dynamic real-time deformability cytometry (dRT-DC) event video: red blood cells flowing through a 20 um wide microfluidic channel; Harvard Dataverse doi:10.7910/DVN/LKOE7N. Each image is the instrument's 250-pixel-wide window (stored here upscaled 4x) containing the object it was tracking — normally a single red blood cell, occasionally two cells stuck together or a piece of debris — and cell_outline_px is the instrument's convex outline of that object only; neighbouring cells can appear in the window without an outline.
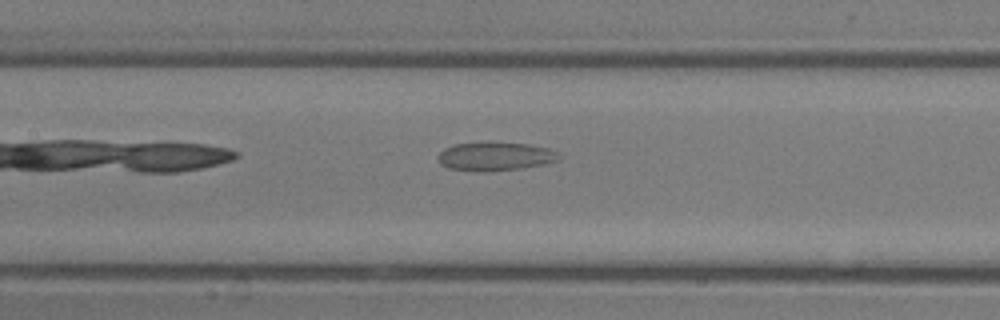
{"species": "common noctule bat (a hibernating species)", "species_latin": "Nyctalus noctula", "temperature_condition": "room temperature", "stored_images_in_passage": 27, "camera_frame_rate_fps": 3000, "um_per_image_px": 0.085, "animal": {"sex": "male", "body_mass_g": 13.3}, "frame": {"image": 1, "passage_image": 7, "time_ms": 2.0, "image_size_px": [1000, 320], "cell_outline_px": [[560, 160], [544, 164], [524, 168], [484, 172], [448, 168], [440, 164], [436, 156], [444, 148], [452, 144], [488, 140], [524, 144], [548, 148], [556, 152], [560, 156]], "centroid_in_image_um": [42.04, 13.27], "position_along_channel_um": 165.4, "area_um2": 20.75}}
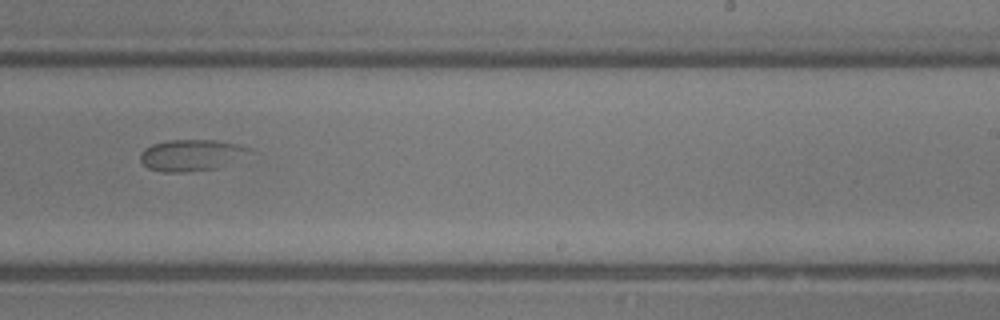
{"frame": {"image": 2, "passage_image": 13, "time_ms": 4.0, "image_size_px": [1000, 320], "cell_outline_px": [[252, 152], [216, 168], [188, 172], [164, 172], [148, 168], [140, 160], [140, 156], [144, 148], [152, 144], [168, 140], [216, 140], [240, 144], [252, 148]], "centroid_in_image_um": [16.25, 13.17], "position_along_channel_um": 272.7, "area_um2": 19.88}}
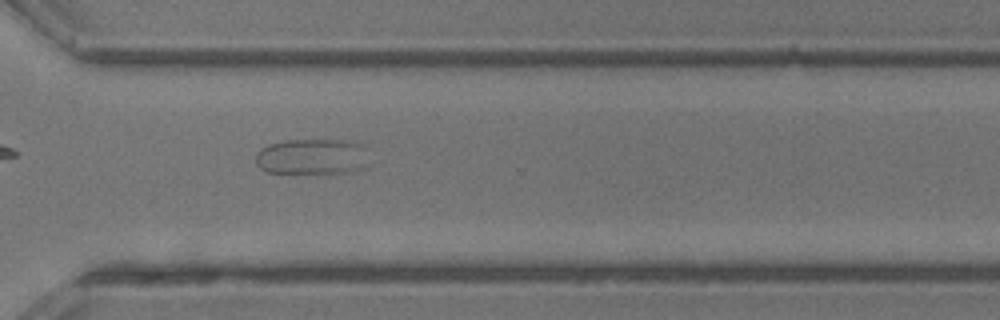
{"frame": {"image": 3, "passage_image": 17, "time_ms": 5.333, "image_size_px": [1000, 320], "cell_outline_px": [[360, 144], [352, 168], [348, 172], [268, 172], [260, 168], [256, 164], [256, 152], [260, 148], [268, 144], [288, 140], [340, 140]], "centroid_in_image_um": [26.15, 13.28], "position_along_channel_um": 344.4, "area_um2": 21.56}}